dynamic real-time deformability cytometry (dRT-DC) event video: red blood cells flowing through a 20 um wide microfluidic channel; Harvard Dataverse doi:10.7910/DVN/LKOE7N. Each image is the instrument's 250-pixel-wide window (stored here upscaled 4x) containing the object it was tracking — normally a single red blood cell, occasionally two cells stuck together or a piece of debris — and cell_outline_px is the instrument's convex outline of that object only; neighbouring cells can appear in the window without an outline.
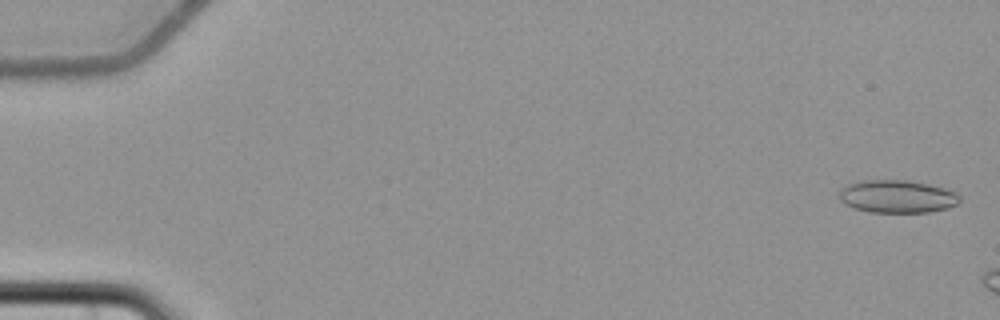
{"species": "common noctule bat (a hibernating species)", "species_latin": "Nyctalus noctula", "temperature_condition": "cold", "stored_images_in_passage": 3, "camera_frame_rate_fps": 3000, "um_per_image_px": 0.085, "animal": {"sex": "female", "body_mass_g": 22.7, "forearm_length_mm": 54.2}, "frame": {"image": 1, "passage_image": 1, "time_ms": 0.0, "image_size_px": [1000, 320], "cell_outline_px": [[960, 200], [956, 204], [948, 208], [928, 212], [872, 212], [856, 208], [844, 204], [840, 200], [840, 188], [848, 184], [864, 180], [908, 180], [928, 184], [944, 188], [956, 192], [960, 196]], "centroid_in_image_um": [76.27, 16.69], "position_along_channel_um": 8.7, "area_um2": 22.95}}